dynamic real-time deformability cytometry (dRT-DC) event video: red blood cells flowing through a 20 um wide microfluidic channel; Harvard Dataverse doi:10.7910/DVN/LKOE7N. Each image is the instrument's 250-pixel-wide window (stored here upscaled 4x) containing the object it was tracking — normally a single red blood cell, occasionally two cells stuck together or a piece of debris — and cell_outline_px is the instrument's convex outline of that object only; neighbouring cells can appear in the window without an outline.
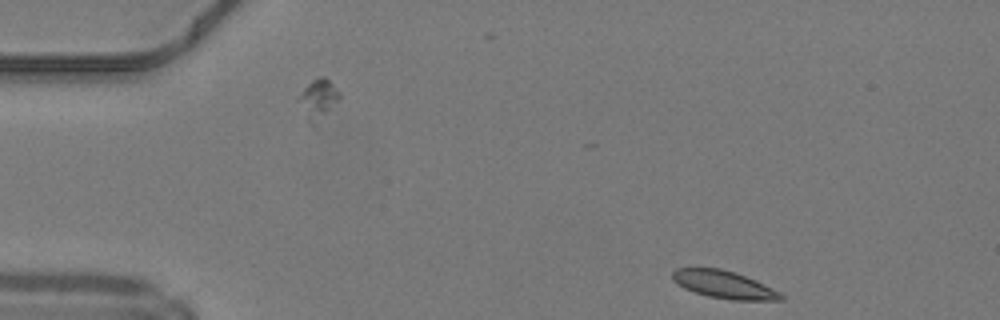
{"species": "common noctule bat (a hibernating species)", "species_latin": "Nyctalus noctula", "temperature_condition": "warm", "stored_images_in_passage": 43, "camera_frame_rate_fps": 3000, "um_per_image_px": 0.085, "animal": {"sex": "male", "body_mass_g": 19.2, "forearm_length_mm": 51.8}, "frame": {"image": 1, "passage_image": 1, "time_ms": 0.0, "image_size_px": [1000, 320], "cell_outline_px": [[784, 300], [732, 300], [708, 296], [684, 288], [672, 280], [672, 272], [676, 268], [720, 268], [736, 272], [756, 280], [780, 292], [784, 296]], "centroid_in_image_um": [61.55, 24.18], "position_along_channel_um": 23.5, "area_um2": 17.46}}
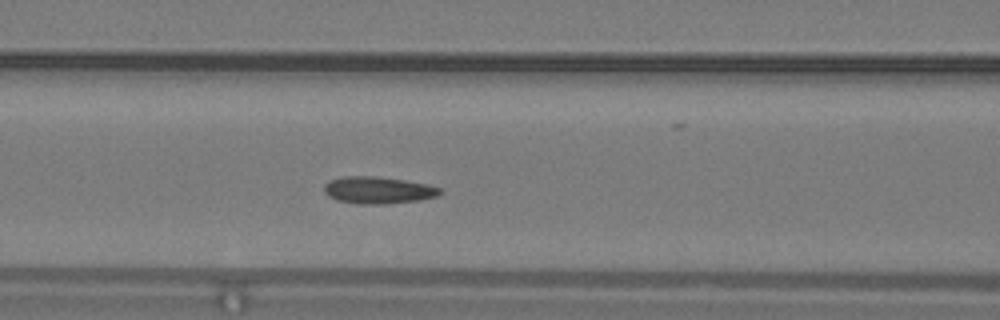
{"frame": {"image": 2, "passage_image": 15, "time_ms": 4.667, "image_size_px": [1000, 320], "cell_outline_px": [[444, 192], [436, 196], [420, 200], [384, 204], [356, 204], [336, 200], [328, 196], [324, 192], [324, 184], [328, 180], [340, 176], [376, 176], [404, 180], [424, 184], [440, 188]], "centroid_in_image_um": [32.08, 16.16], "position_along_channel_um": 134.5, "area_um2": 18.38}}
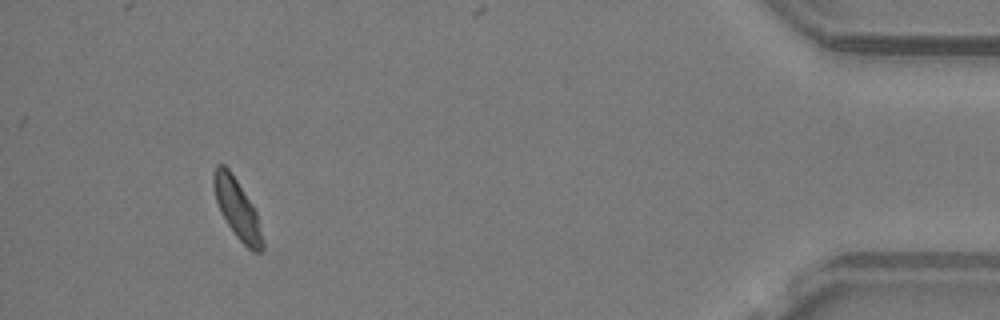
{"frame": {"image": 3, "passage_image": 40, "time_ms": 13.0, "image_size_px": [1000, 320], "cell_outline_px": [[264, 248], [260, 252], [252, 252], [236, 236], [220, 212], [216, 200], [212, 180], [212, 176], [216, 164], [224, 164], [232, 172], [252, 204], [256, 212], [264, 244]], "centroid_in_image_um": [20.15, 17.72], "position_along_channel_um": 415.1, "area_um2": 16.88}, "authors_computed_cell_mechanics": {"area_um2": 17.4556, "velocity_mm_per_s": 4.1787, "shape_relaxation_time_tau1_ms": 6.1017, "shape_relaxation_time_tau2_ms": 3.1044, "deformation_change_tau1": 0.1149, "deformation_change_tau2": 0.08}}